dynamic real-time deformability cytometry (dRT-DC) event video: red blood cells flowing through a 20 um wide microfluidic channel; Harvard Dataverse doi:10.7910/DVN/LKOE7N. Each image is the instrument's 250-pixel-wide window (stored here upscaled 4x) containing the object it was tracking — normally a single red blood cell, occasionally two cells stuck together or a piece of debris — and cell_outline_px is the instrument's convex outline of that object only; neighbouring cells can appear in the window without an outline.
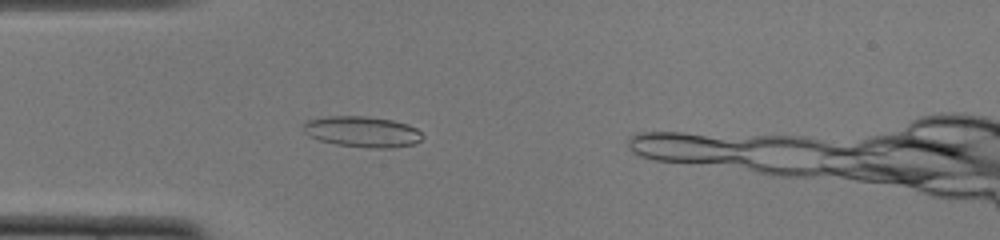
{"species": "common noctule bat (a hibernating species)", "species_latin": "Nyctalus noctula", "temperature_condition": "cold", "stored_images_in_passage": 39, "camera_frame_rate_fps": 3000, "um_per_image_px": 0.085, "animal": {"sex": "female", "body_mass_g": 22.0, "forearm_length_mm": 56.7}, "frame": {"image": 1, "passage_image": 11, "time_ms": 3.333, "image_size_px": [1000, 240], "cell_outline_px": [[424, 136], [420, 140], [412, 144], [388, 148], [368, 148], [336, 144], [320, 140], [308, 136], [304, 132], [304, 124], [308, 120], [328, 116], [368, 116], [392, 120], [408, 124], [416, 128]], "centroid_in_image_um": [30.8, 11.19], "position_along_channel_um": 54.2, "area_um2": 21.33}}
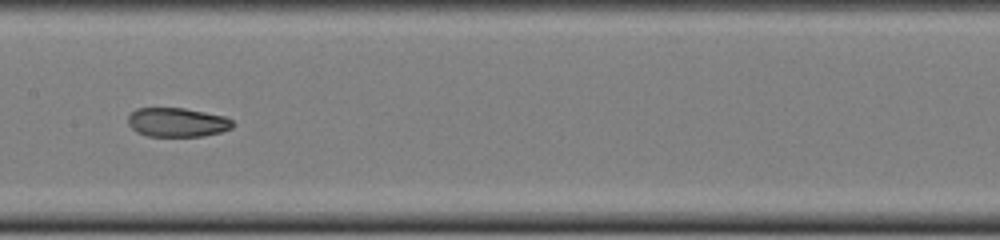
{"frame": {"image": 2, "passage_image": 22, "time_ms": 7.0, "image_size_px": [1000, 240], "cell_outline_px": [[232, 128], [220, 132], [204, 136], [148, 136], [136, 132], [128, 124], [128, 116], [136, 108], [184, 108], [224, 116], [232, 120]], "centroid_in_image_um": [15.04, 10.4], "position_along_channel_um": 192.4, "area_um2": 17.69}}
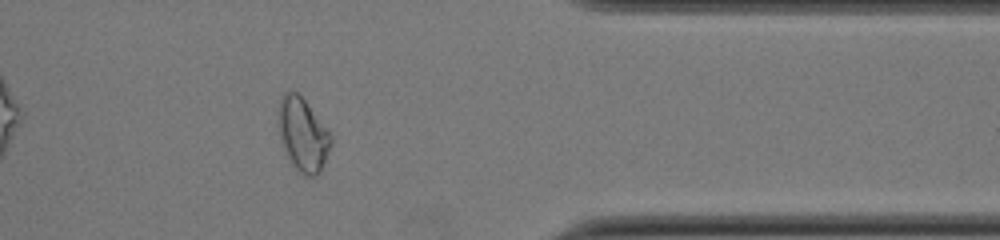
{"frame": {"image": 3, "passage_image": 38, "time_ms": 12.333, "image_size_px": [1000, 240], "cell_outline_px": [[332, 144], [320, 172], [316, 176], [304, 176], [296, 172], [288, 160], [284, 152], [280, 136], [280, 96], [284, 92], [296, 92], [304, 100], [328, 128], [332, 136]], "centroid_in_image_um": [25.77, 11.51], "position_along_channel_um": 385.6, "area_um2": 22.48}}